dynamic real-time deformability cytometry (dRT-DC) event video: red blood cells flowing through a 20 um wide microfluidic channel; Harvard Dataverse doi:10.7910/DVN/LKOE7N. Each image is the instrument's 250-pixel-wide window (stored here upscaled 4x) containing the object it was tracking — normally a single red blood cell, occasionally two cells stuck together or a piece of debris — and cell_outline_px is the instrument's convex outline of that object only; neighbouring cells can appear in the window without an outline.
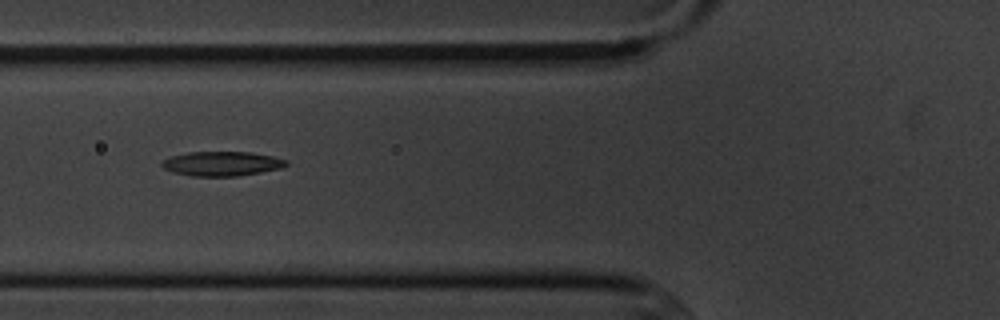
{"species": "common noctule bat (a hibernating species)", "species_latin": "Nyctalus noctula", "temperature_condition": "cold", "stored_images_in_passage": 4, "camera_frame_rate_fps": 3000, "um_per_image_px": 0.085, "animal": {"sex": "male", "body_mass_g": 20.1, "forearm_length_mm": 53.5}, "frame": {"image": 1, "passage_image": 2, "time_ms": 1.333, "image_size_px": [1000, 320], "cell_outline_px": [[288, 164], [280, 168], [260, 172], [236, 176], [192, 176], [172, 172], [164, 168], [160, 164], [160, 160], [168, 156], [188, 152], [252, 152], [272, 156], [288, 160]], "centroid_in_image_um": [18.8, 13.9], "position_along_channel_um": 107.0, "area_um2": 17.86}}
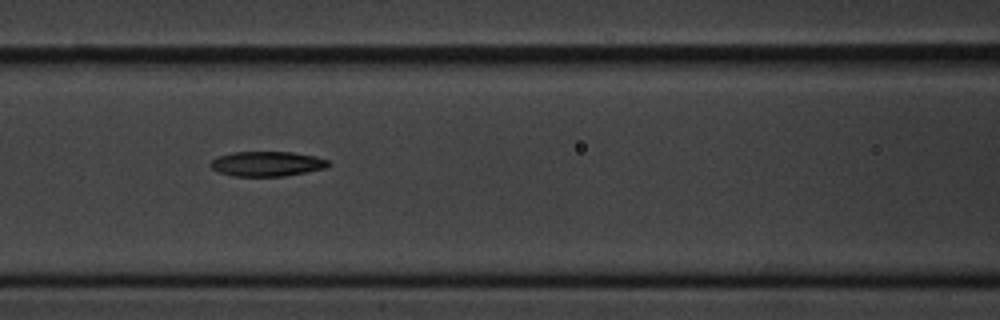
{"frame": {"image": 2, "passage_image": 3, "time_ms": 2.333, "image_size_px": [1000, 320], "cell_outline_px": [[332, 164], [324, 168], [284, 176], [232, 176], [220, 172], [212, 168], [208, 164], [216, 156], [232, 152], [292, 152], [316, 156], [328, 160]], "centroid_in_image_um": [22.67, 13.91], "position_along_channel_um": 143.9, "area_um2": 17.11}}
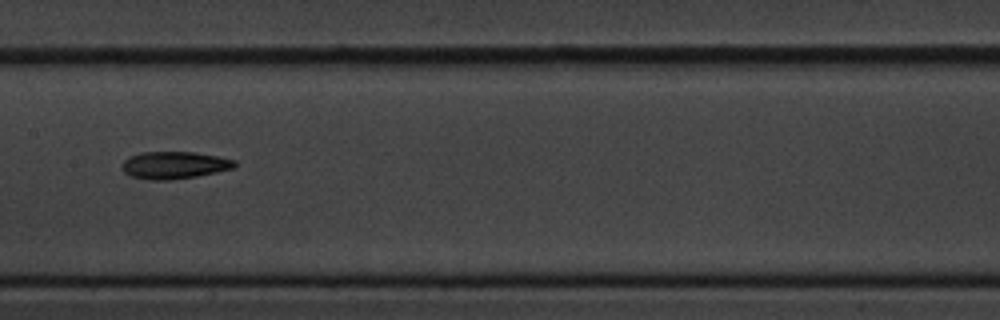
{"frame": {"image": 3, "passage_image": 4, "time_ms": 3.667, "image_size_px": [1000, 320], "cell_outline_px": [[236, 164], [232, 168], [216, 172], [196, 176], [168, 180], [152, 180], [132, 176], [124, 172], [120, 164], [128, 156], [140, 152], [196, 152], [236, 160]], "centroid_in_image_um": [14.77, 14.02], "position_along_channel_um": 192.6, "area_um2": 17.86}}